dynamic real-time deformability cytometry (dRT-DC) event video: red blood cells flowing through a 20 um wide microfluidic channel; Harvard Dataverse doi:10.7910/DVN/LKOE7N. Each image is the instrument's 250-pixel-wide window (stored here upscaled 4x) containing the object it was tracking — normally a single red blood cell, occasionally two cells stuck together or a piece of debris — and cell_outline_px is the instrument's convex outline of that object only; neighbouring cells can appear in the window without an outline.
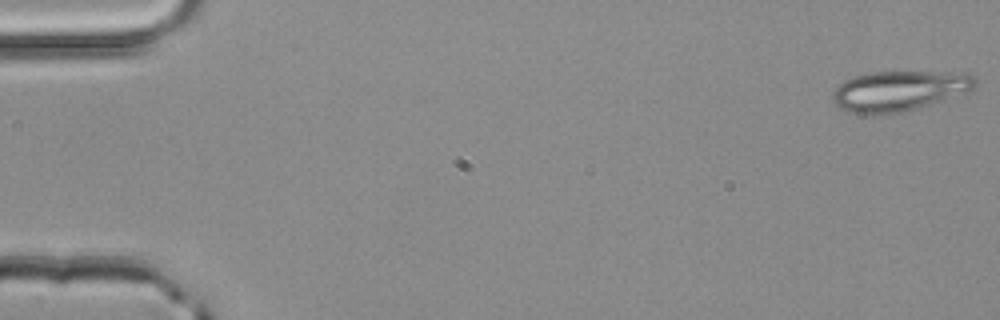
{"species": "common noctule bat (a hibernating species)", "species_latin": "Nyctalus noctula", "temperature_condition": "room temperature", "stored_images_in_passage": 4, "camera_frame_rate_fps": 3000, "um_per_image_px": 0.085, "animal": {"sex": "male", "body_mass_g": 20.4}, "frame": {"image": 1, "passage_image": 1, "time_ms": 0.0, "image_size_px": [1000, 320], "cell_outline_px": [[976, 84], [968, 92], [944, 100], [916, 108], [900, 112], [852, 112], [840, 108], [832, 100], [832, 92], [844, 80], [856, 76], [872, 72], [968, 72], [976, 80]], "centroid_in_image_um": [76.47, 7.69], "position_along_channel_um": 8.5, "area_um2": 32.77}}